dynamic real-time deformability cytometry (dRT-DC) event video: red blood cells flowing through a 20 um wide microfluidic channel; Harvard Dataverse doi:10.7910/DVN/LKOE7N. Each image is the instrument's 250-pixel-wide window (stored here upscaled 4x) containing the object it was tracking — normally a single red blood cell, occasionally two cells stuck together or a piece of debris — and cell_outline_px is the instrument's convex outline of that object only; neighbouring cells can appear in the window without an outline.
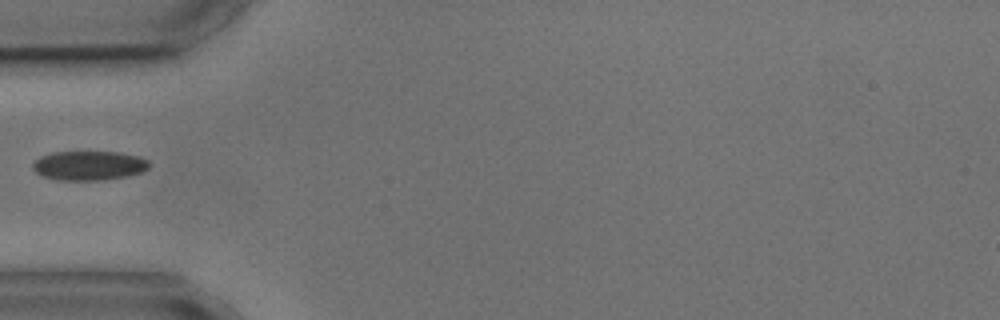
{"species": "common noctule bat (a hibernating species)", "species_latin": "Nyctalus noctula", "temperature_condition": "cold", "stored_images_in_passage": 2, "camera_frame_rate_fps": 3000, "um_per_image_px": 0.085, "animal": {"sex": "male", "body_mass_g": 17.9, "forearm_length_mm": 54.2}, "frame": {"image": 1, "passage_image": 1, "time_ms": 0.0, "image_size_px": [1000, 320], "cell_outline_px": [[148, 168], [140, 172], [124, 176], [104, 180], [56, 180], [44, 176], [36, 172], [32, 168], [32, 164], [40, 156], [52, 152], [120, 152], [140, 156], [148, 160]], "centroid_in_image_um": [7.54, 14.06], "position_along_channel_um": 77.5, "area_um2": 19.83}}